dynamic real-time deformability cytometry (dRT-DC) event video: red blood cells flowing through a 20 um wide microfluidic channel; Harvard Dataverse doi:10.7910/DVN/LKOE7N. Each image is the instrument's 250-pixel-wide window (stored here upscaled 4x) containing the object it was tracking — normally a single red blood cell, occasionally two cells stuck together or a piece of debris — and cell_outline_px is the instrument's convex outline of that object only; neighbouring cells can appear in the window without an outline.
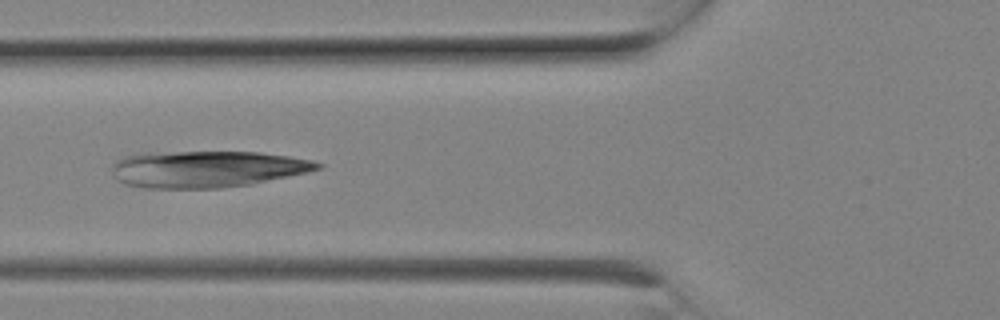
{"species": "Egyptian fruit bat (a non-hibernating species)", "species_latin": "Rousettus aegyptiacus", "temperature_condition": "room temperature", "stored_images_in_passage": 7, "camera_frame_rate_fps": 3000, "um_per_image_px": 0.085, "animal": {"sex": "female"}, "frame": {"image": 1, "passage_image": 5, "time_ms": 1.333, "image_size_px": [1000, 320], "cell_outline_px": [[324, 168], [308, 172], [252, 184], [220, 188], [144, 188], [124, 184], [116, 180], [112, 176], [112, 164], [116, 160], [124, 156], [140, 152], [260, 152], [288, 156], [312, 160], [324, 164]], "centroid_in_image_um": [17.55, 14.37], "position_along_channel_um": 108.3, "area_um2": 44.45}}
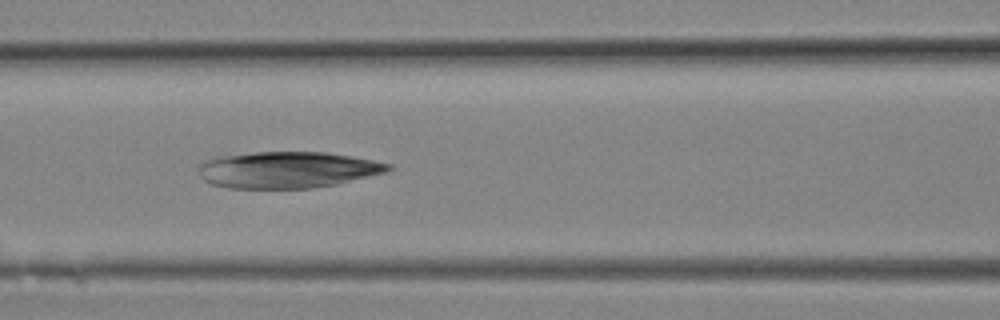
{"frame": {"image": 2, "passage_image": 6, "time_ms": 1.667, "image_size_px": [1000, 320], "cell_outline_px": [[392, 168], [388, 172], [336, 184], [312, 188], [228, 188], [212, 184], [204, 180], [200, 176], [200, 164], [204, 160], [216, 156], [252, 152], [324, 152], [352, 156], [392, 164]], "centroid_in_image_um": [24.43, 14.43], "position_along_channel_um": 142.2, "area_um2": 40.4}}
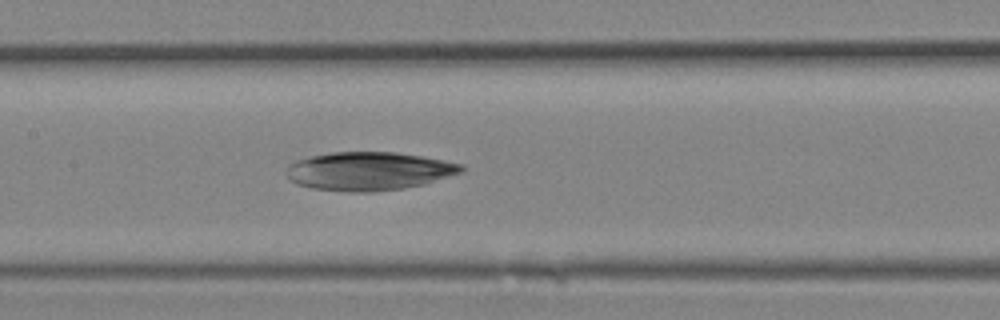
{"frame": {"image": 3, "passage_image": 7, "time_ms": 2.0, "image_size_px": [1000, 320], "cell_outline_px": [[464, 172], [424, 184], [404, 188], [372, 192], [352, 192], [312, 188], [296, 184], [288, 176], [288, 164], [296, 160], [312, 156], [332, 152], [396, 152], [444, 160], [464, 164]], "centroid_in_image_um": [31.39, 14.54], "position_along_channel_um": 176.0, "area_um2": 39.13}}